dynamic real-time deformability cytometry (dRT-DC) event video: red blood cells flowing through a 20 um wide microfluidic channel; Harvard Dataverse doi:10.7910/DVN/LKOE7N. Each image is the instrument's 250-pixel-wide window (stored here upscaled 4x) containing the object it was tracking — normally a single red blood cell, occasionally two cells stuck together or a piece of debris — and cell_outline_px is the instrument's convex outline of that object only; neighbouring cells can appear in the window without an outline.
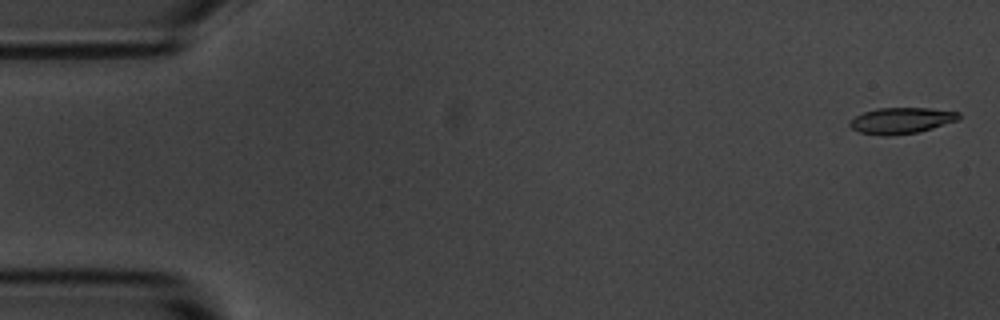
{"species": "common noctule bat (a hibernating species)", "species_latin": "Nyctalus noctula", "temperature_condition": "room temperature", "stored_images_in_passage": 56, "camera_frame_rate_fps": 3000, "um_per_image_px": 0.085, "animal": {"sex": "male", "body_mass_g": 20.1, "forearm_length_mm": 53.5}, "frame": {"image": 1, "passage_image": 2, "time_ms": 0.333, "image_size_px": [1000, 320], "cell_outline_px": [[960, 116], [956, 120], [932, 128], [916, 132], [892, 136], [884, 136], [860, 132], [852, 128], [848, 124], [856, 116], [864, 112], [876, 108], [928, 108], [960, 112]], "centroid_in_image_um": [76.59, 10.24], "position_along_channel_um": 8.4, "area_um2": 16.36}}
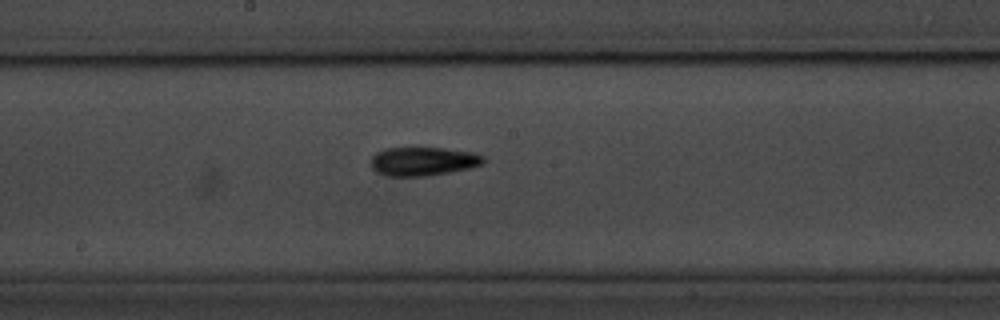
{"frame": {"image": 2, "passage_image": 30, "time_ms": 9.667, "image_size_px": [1000, 320], "cell_outline_px": [[484, 164], [468, 168], [448, 172], [424, 176], [388, 176], [376, 172], [372, 168], [372, 156], [376, 152], [384, 148], [444, 148], [472, 152], [484, 156]], "centroid_in_image_um": [35.95, 13.71], "position_along_channel_um": 212.3, "area_um2": 18.73}}
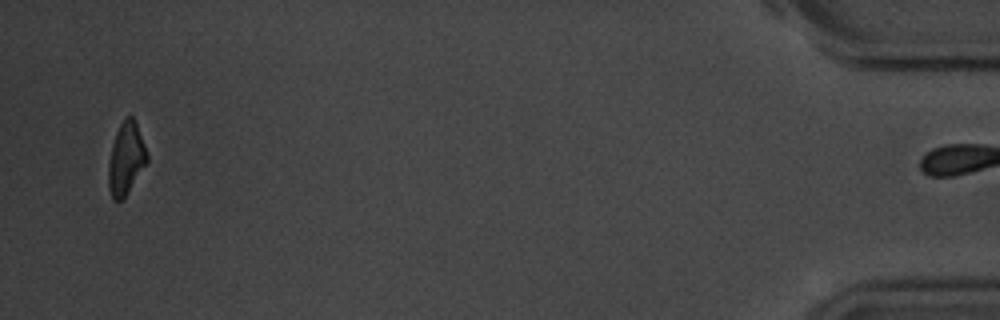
{"frame": {"image": 3, "passage_image": 55, "time_ms": 18.0, "image_size_px": [1000, 320], "cell_outline_px": [[148, 160], [128, 192], [120, 200], [112, 200], [108, 188], [108, 164], [112, 144], [116, 132], [124, 116], [132, 116], [136, 120], [148, 156]], "centroid_in_image_um": [10.69, 13.45], "position_along_channel_um": 424.5, "area_um2": 16.24}, "authors_computed_cell_mechanics": {"area_um2": 17.6579, "velocity_mm_per_s": 3.5779, "shape_relaxation_time_tau1_ms": 3.6317, "shape_relaxation_time_tau2_ms": 7.3082, "deformation_change_tau1": 0.1309, "deformation_change_tau2": 0.1674}}